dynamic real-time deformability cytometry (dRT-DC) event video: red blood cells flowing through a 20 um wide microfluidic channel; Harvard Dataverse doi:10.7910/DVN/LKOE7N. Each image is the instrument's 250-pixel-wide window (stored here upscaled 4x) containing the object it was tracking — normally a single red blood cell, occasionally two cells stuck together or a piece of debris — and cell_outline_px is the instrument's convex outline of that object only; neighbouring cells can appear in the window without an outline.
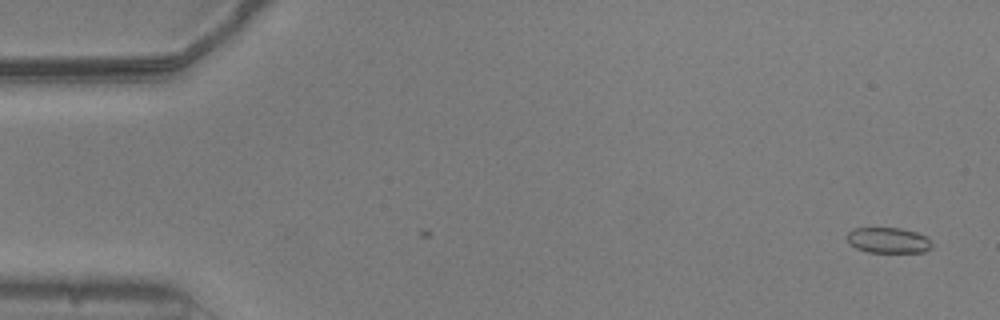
{"species": "common noctule bat (a hibernating species)", "species_latin": "Nyctalus noctula", "temperature_condition": "warm", "stored_images_in_passage": 42, "camera_frame_rate_fps": 3000, "um_per_image_px": 0.085, "animal": {"sex": "male", "body_mass_g": 20.5, "forearm_length_mm": 52.5}, "frame": {"image": 1, "passage_image": 1, "time_ms": 0.0, "image_size_px": [1000, 320], "cell_outline_px": [[932, 248], [924, 252], [868, 252], [856, 248], [848, 240], [848, 232], [852, 228], [900, 228], [916, 232], [928, 236], [932, 240]], "centroid_in_image_um": [75.57, 20.42], "position_along_channel_um": 9.4, "area_um2": 12.72}}
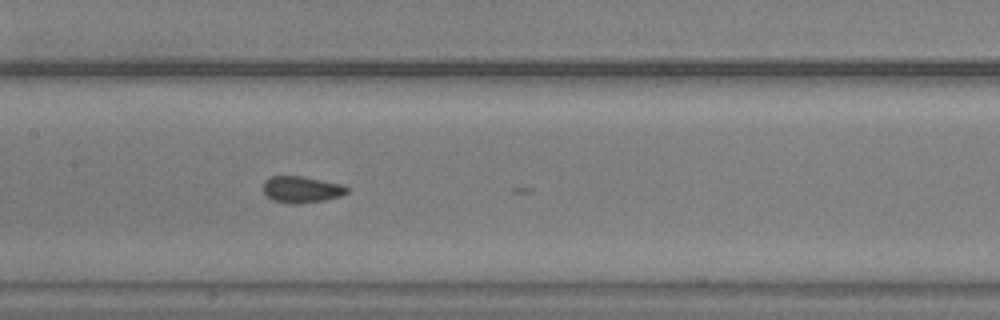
{"frame": {"image": 2, "passage_image": 25, "time_ms": 8.0, "image_size_px": [1000, 320], "cell_outline_px": [[348, 192], [340, 196], [324, 200], [292, 204], [272, 200], [264, 192], [264, 180], [272, 176], [304, 176], [340, 184], [348, 188]], "centroid_in_image_um": [25.62, 16.09], "position_along_channel_um": 181.8, "area_um2": 12.77}}
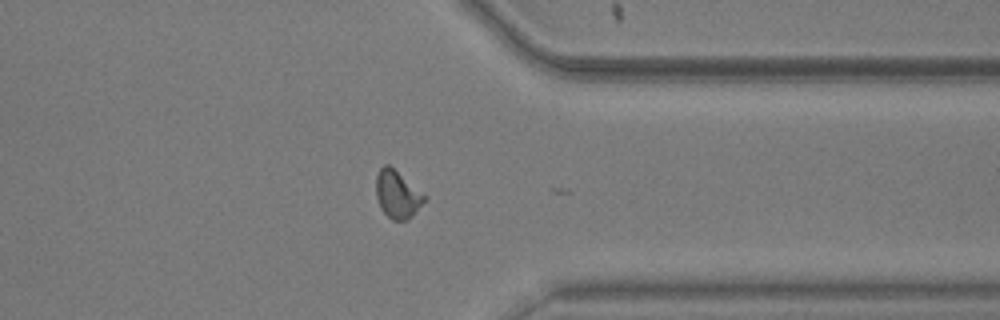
{"frame": {"image": 3, "passage_image": 41, "time_ms": 13.333, "image_size_px": [1000, 320], "cell_outline_px": [[428, 196], [412, 216], [408, 220], [392, 220], [380, 208], [376, 196], [376, 176], [380, 168], [384, 164], [388, 164]], "centroid_in_image_um": [33.77, 16.52], "position_along_channel_um": 377.6, "area_um2": 13.41}, "authors_computed_cell_mechanics": {"area_um2": 13.2073, "velocity_mm_per_s": 3.7835, "shape_relaxation_time_tau1_ms": 6.3115, "shape_relaxation_time_tau2_ms": 0.7986, "deformation_change_tau1": 0.1272, "deformation_change_tau2": 0.0472}}